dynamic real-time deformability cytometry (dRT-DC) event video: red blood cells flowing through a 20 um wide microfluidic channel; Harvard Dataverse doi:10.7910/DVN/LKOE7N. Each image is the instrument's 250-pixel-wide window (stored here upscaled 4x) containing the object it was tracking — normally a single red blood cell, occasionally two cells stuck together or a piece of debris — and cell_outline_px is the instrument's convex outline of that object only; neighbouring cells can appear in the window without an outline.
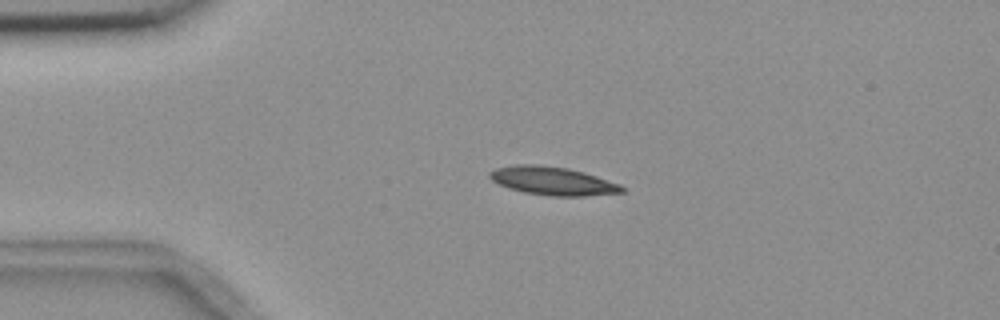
{"species": "common noctule bat (a hibernating species)", "species_latin": "Nyctalus noctula", "temperature_condition": "room temperature", "stored_images_in_passage": 3, "segment_of_instrument_passage": [1, 2], "camera_frame_rate_fps": 3000, "um_per_image_px": 0.085, "animal": {"sex": "female", "body_mass_g": 18.4}, "frame": {"image": 1, "passage_image": 1, "time_ms": 0.0, "image_size_px": [1000, 320], "cell_outline_px": [[624, 192], [584, 196], [548, 196], [524, 192], [508, 188], [492, 180], [488, 176], [488, 172], [496, 168], [516, 164], [540, 164], [568, 168], [584, 172], [620, 184], [624, 188]], "centroid_in_image_um": [46.96, 15.37], "position_along_channel_um": 38.0, "area_um2": 21.91}}